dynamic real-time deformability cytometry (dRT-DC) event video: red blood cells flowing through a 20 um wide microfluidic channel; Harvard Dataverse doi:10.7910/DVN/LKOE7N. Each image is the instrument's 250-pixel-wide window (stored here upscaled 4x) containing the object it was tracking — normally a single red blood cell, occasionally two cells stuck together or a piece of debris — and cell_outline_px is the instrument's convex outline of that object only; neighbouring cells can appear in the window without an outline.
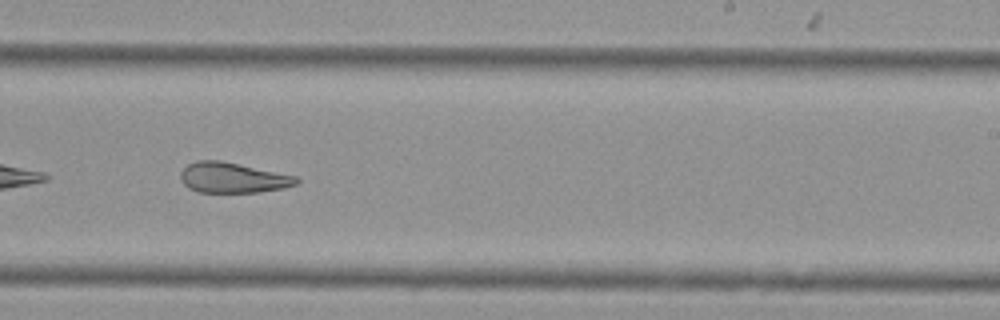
{"species": "Egyptian fruit bat (a non-hibernating species)", "species_latin": "Rousettus aegyptiacus", "temperature_condition": "cold", "stored_images_in_passage": 31, "camera_frame_rate_fps": 3000, "um_per_image_px": 0.085, "animal": {"sex": "female"}, "frame": {"image": 1, "passage_image": 18, "time_ms": 5.667, "image_size_px": [1000, 320], "cell_outline_px": [[300, 180], [296, 184], [284, 188], [260, 192], [200, 192], [188, 188], [180, 180], [180, 172], [188, 164], [196, 160], [220, 160], [296, 176]], "centroid_in_image_um": [19.76, 15.1], "position_along_channel_um": 269.2, "area_um2": 20.46}, "authors_computed_cell_mechanics": {"area_um2": 21.4438, "velocity_mm_per_s": 3.6293, "shape_relaxation_time_tau1_ms": null, "shape_relaxation_time_tau2_ms": 3.9114, "deformation_change_tau1": null, "deformation_change_tau2": 0.1305}}